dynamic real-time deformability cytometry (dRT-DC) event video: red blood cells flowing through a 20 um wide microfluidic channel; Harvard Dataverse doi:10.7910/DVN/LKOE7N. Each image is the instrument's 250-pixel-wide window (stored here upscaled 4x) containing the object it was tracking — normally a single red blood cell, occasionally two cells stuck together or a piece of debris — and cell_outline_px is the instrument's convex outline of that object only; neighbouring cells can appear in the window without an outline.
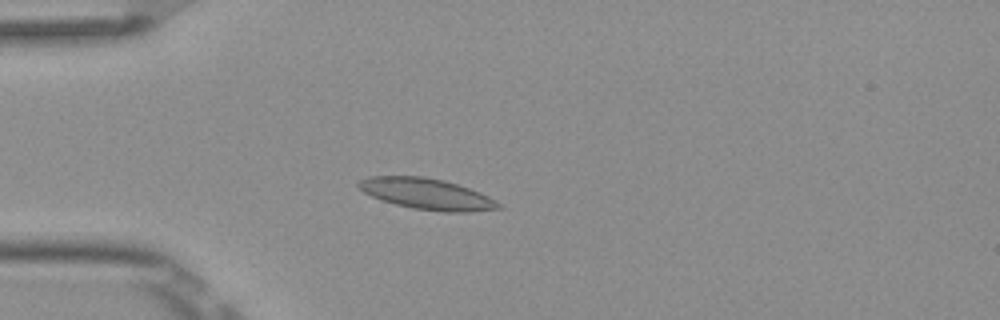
{"species": "Egyptian fruit bat (a non-hibernating species)", "species_latin": "Rousettus aegyptiacus", "temperature_condition": "room temperature", "stored_images_in_passage": 4, "camera_frame_rate_fps": 3000, "um_per_image_px": 0.085, "frame": {"image": 1, "passage_image": 3, "time_ms": 0.667, "image_size_px": [1000, 320], "cell_outline_px": [[504, 208], [468, 212], [444, 212], [412, 208], [380, 200], [364, 192], [356, 184], [360, 180], [368, 176], [420, 176], [444, 180], [480, 192], [504, 204]], "centroid_in_image_um": [36.31, 16.49], "position_along_channel_um": 48.7, "area_um2": 25.37}}